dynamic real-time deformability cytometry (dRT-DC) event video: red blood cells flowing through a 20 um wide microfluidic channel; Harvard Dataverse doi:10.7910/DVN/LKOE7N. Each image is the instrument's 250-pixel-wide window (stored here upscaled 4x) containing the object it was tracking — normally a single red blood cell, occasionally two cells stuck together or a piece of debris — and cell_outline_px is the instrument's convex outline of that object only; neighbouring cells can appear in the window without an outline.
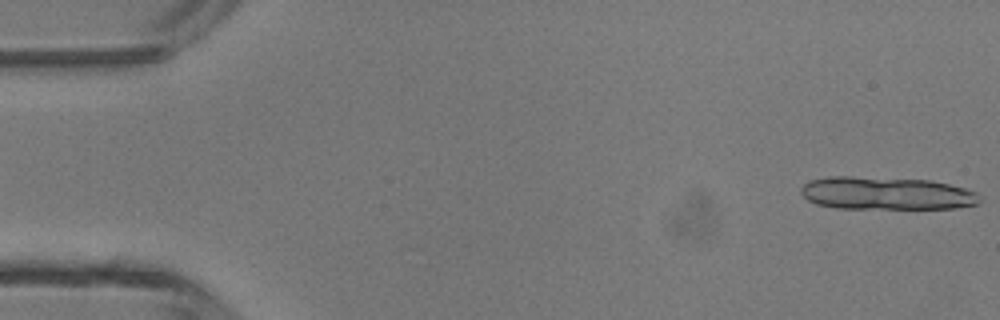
{"species": "common noctule bat (a hibernating species)", "species_latin": "Nyctalus noctula", "temperature_condition": "room temperature", "stored_images_in_passage": 11, "camera_frame_rate_fps": 3000, "um_per_image_px": 0.085, "animal": {"sex": "male", "body_mass_g": 13.3}, "frame": {"image": 1, "passage_image": 1, "time_ms": 0.0, "image_size_px": [1000, 320], "cell_outline_px": [[980, 200], [976, 204], [956, 208], [836, 208], [816, 204], [808, 200], [800, 192], [800, 188], [808, 180], [828, 176], [852, 176], [928, 180], [948, 184], [964, 188], [976, 192]], "centroid_in_image_um": [75.27, 16.42], "position_along_channel_um": 9.7, "area_um2": 34.16}}